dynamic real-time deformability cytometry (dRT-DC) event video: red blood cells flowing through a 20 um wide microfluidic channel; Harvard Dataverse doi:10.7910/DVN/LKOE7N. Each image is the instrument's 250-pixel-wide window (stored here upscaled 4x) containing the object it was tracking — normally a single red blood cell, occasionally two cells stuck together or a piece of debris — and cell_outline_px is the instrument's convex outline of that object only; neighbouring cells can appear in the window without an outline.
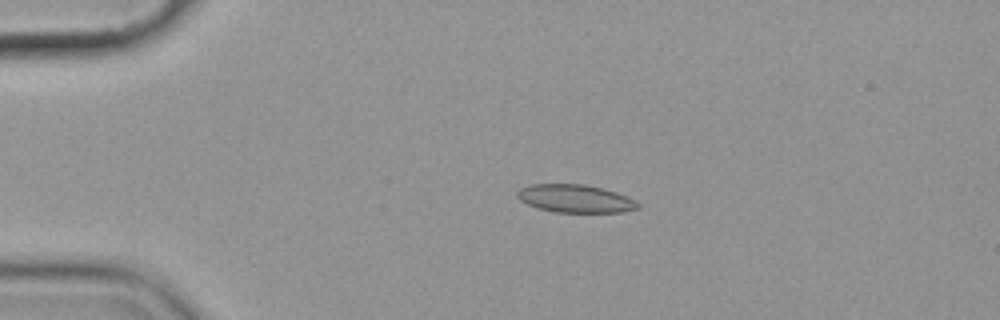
{"species": "common noctule bat (a hibernating species)", "species_latin": "Nyctalus noctula", "temperature_condition": "cold", "stored_images_in_passage": 6, "camera_frame_rate_fps": 3000, "um_per_image_px": 0.085, "animal": {"sex": "female", "body_mass_g": 19.9}, "frame": {"image": 1, "passage_image": 3, "time_ms": 3.333, "image_size_px": [1000, 320], "cell_outline_px": [[640, 208], [624, 212], [556, 212], [540, 208], [528, 204], [520, 200], [516, 196], [516, 192], [520, 188], [532, 184], [584, 184], [604, 188], [628, 196], [636, 200], [640, 204]], "centroid_in_image_um": [48.95, 16.87], "position_along_channel_um": 36.1, "area_um2": 19.77}}
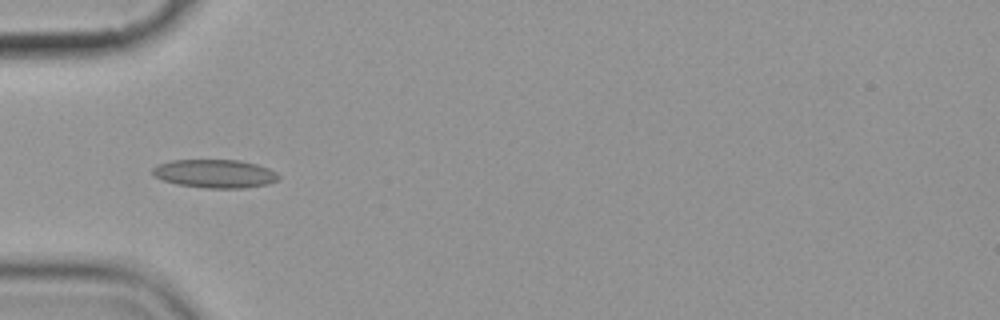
{"frame": {"image": 2, "passage_image": 5, "time_ms": 5.333, "image_size_px": [1000, 320], "cell_outline_px": [[280, 180], [268, 184], [244, 188], [204, 188], [176, 184], [164, 180], [156, 176], [152, 172], [152, 168], [160, 164], [172, 160], [240, 160], [256, 164], [268, 168], [276, 172], [280, 176]], "centroid_in_image_um": [18.31, 14.76], "position_along_channel_um": 66.7, "area_um2": 20.87}}
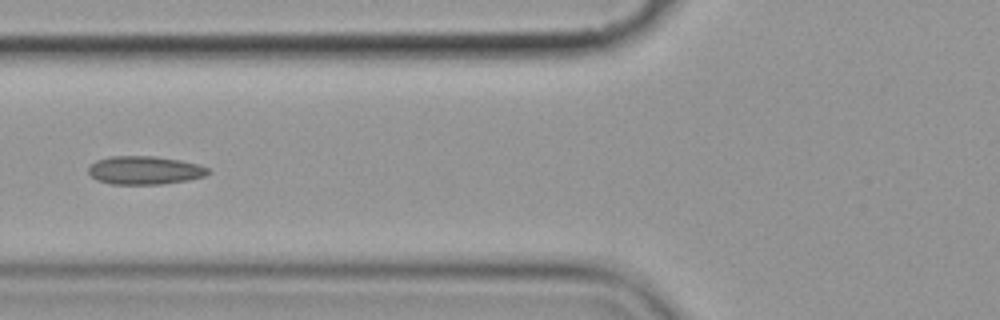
{"frame": {"image": 3, "passage_image": 6, "time_ms": 6.667, "image_size_px": [1000, 320], "cell_outline_px": [[212, 172], [204, 176], [188, 180], [160, 184], [112, 184], [96, 180], [88, 172], [88, 164], [96, 160], [112, 156], [156, 156], [180, 160], [200, 164], [208, 168]], "centroid_in_image_um": [12.29, 14.46], "position_along_channel_um": 113.5, "area_um2": 19.94}}